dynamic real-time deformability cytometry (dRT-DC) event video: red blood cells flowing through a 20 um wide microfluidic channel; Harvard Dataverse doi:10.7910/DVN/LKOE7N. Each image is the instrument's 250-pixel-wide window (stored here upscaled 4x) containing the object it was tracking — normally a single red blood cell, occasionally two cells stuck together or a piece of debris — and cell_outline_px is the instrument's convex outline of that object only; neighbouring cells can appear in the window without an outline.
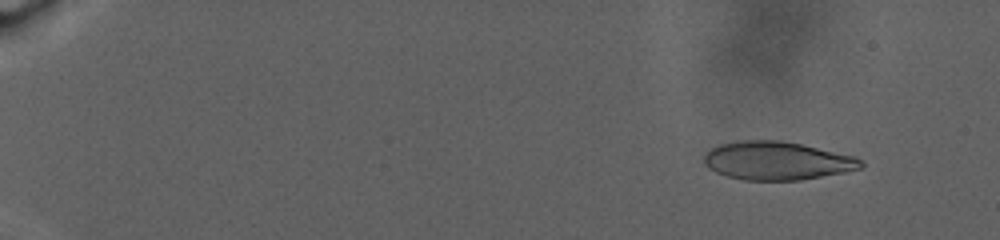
{"species": "human", "species_latin": "Homo sapiens", "temperature_condition": "warm", "stored_images_in_passage": 72, "camera_frame_rate_fps": 3000, "um_per_image_px": 0.085, "donor": {"sex": "male"}, "frame": {"image": 1, "passage_image": 5, "time_ms": 3.333, "image_size_px": [1000, 240], "cell_outline_px": [[864, 168], [844, 172], [800, 180], [744, 180], [728, 176], [716, 172], [708, 168], [704, 164], [704, 156], [712, 148], [720, 144], [736, 140], [780, 140], [800, 144], [852, 156], [860, 160], [864, 164]], "centroid_in_image_um": [66.01, 13.66], "position_along_channel_um": 19.0, "area_um2": 34.8}}
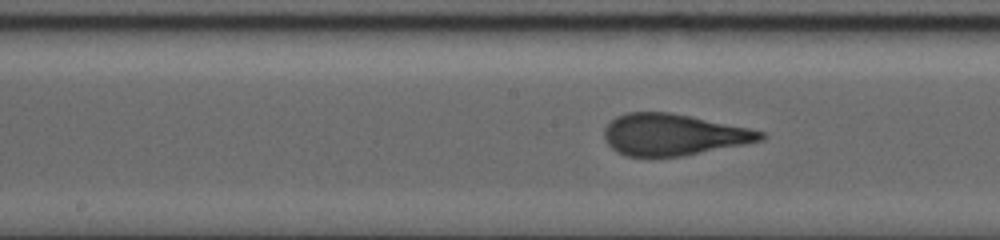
{"frame": {"image": 2, "passage_image": 33, "time_ms": 18.333, "image_size_px": [1000, 240], "cell_outline_px": [[768, 136], [764, 140], [684, 156], [628, 156], [616, 152], [604, 140], [604, 128], [616, 116], [628, 112], [668, 112], [692, 116], [748, 128], [764, 132]], "centroid_in_image_um": [57.23, 11.44], "position_along_channel_um": 191.0, "area_um2": 37.8}}
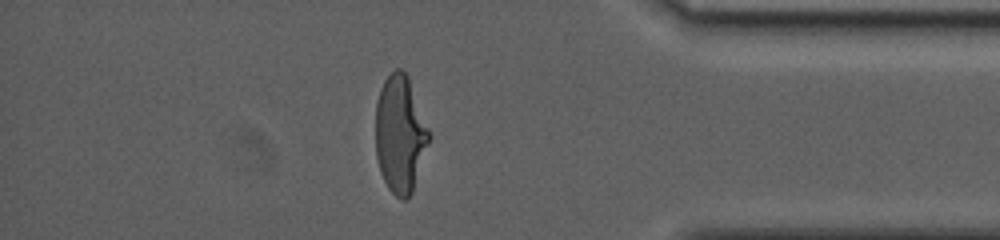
{"frame": {"image": 3, "passage_image": 61, "time_ms": 28.333, "image_size_px": [1000, 240], "cell_outline_px": [[432, 136], [412, 192], [404, 200], [400, 200], [388, 188], [380, 172], [376, 156], [376, 100], [380, 88], [384, 80], [396, 68], [400, 68], [408, 76]], "centroid_in_image_um": [34.02, 11.4], "position_along_channel_um": 401.2, "area_um2": 36.7}, "authors_computed_cell_mechanics": {"area_um2": 37.1365, "velocity_mm_per_s": 2.2896, "shape_relaxation_time_tau1_ms": 10.4707, "shape_relaxation_time_tau2_ms": null, "deformation_change_tau1": 0.2926, "deformation_change_tau2": null}}